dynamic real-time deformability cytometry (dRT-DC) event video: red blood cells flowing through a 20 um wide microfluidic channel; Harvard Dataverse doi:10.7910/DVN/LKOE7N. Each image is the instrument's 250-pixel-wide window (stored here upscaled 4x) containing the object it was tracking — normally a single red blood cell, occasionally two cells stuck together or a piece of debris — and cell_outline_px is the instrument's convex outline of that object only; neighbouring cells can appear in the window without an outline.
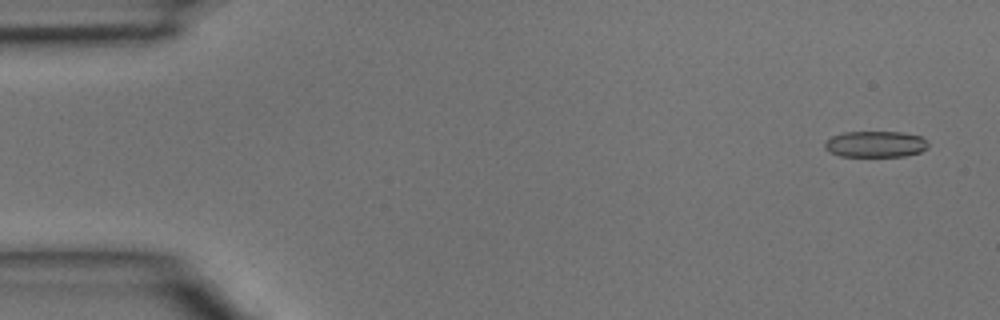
{"species": "common noctule bat (a hibernating species)", "species_latin": "Nyctalus noctula", "temperature_condition": "room temperature", "stored_images_in_passage": 4, "camera_frame_rate_fps": 3000, "um_per_image_px": 0.085, "animal": {"sex": "male", "body_mass_g": 15.6}, "frame": {"image": 1, "passage_image": 1, "time_ms": 0.0, "image_size_px": [1000, 320], "cell_outline_px": [[928, 148], [920, 152], [904, 156], [840, 156], [828, 152], [824, 148], [824, 144], [832, 136], [844, 132], [904, 132], [920, 136], [928, 140]], "centroid_in_image_um": [74.43, 12.25], "position_along_channel_um": 10.6, "area_um2": 15.9}}
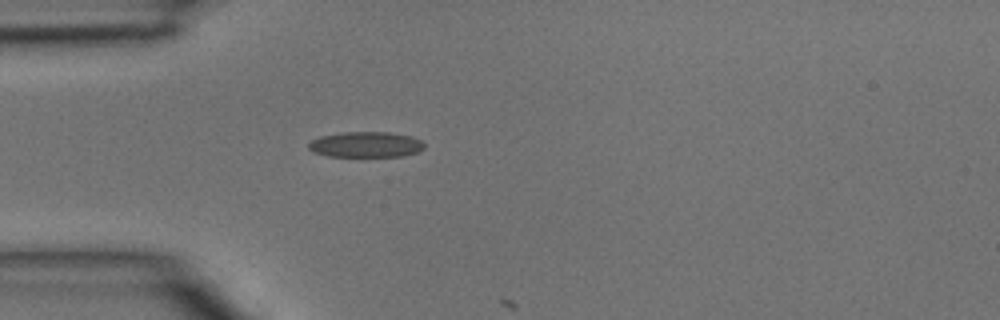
{"frame": {"image": 2, "passage_image": 4, "time_ms": 1.0, "image_size_px": [1000, 320], "cell_outline_px": [[424, 148], [416, 152], [404, 156], [328, 156], [312, 152], [308, 148], [308, 144], [312, 140], [320, 136], [344, 132], [392, 132], [412, 136], [424, 140]], "centroid_in_image_um": [31.12, 12.28], "position_along_channel_um": 53.9, "area_um2": 17.4}}